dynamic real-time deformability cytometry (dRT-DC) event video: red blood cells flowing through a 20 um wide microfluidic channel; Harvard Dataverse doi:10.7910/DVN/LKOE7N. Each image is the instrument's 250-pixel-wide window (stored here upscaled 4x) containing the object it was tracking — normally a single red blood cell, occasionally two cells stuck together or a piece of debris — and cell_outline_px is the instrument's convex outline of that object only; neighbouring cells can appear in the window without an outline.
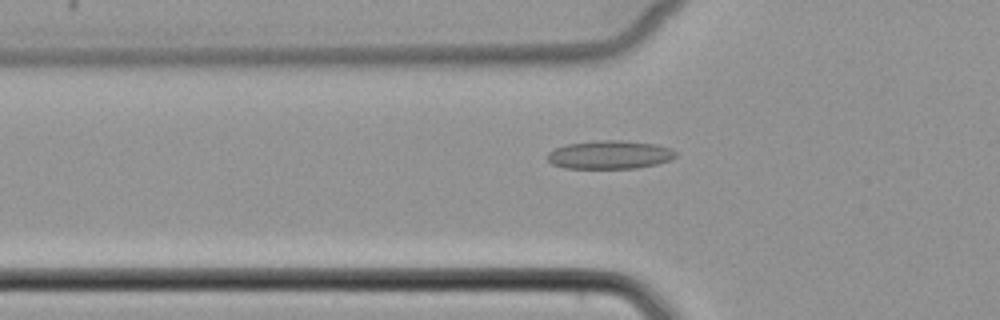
{"species": "common noctule bat (a hibernating species)", "species_latin": "Nyctalus noctula", "temperature_condition": "cold", "stored_images_in_passage": 39, "camera_frame_rate_fps": 3000, "um_per_image_px": 0.085, "animal": {"sex": "female", "body_mass_g": 22.7, "forearm_length_mm": 54.2}, "frame": {"image": 1, "passage_image": 5, "time_ms": 1.333, "image_size_px": [1000, 320], "cell_outline_px": [[676, 156], [672, 160], [656, 164], [636, 168], [564, 168], [552, 164], [548, 160], [548, 152], [556, 148], [568, 144], [596, 140], [620, 140], [656, 144], [672, 148], [676, 152]], "centroid_in_image_um": [51.86, 13.15], "position_along_channel_um": 73.9, "area_um2": 21.27}}
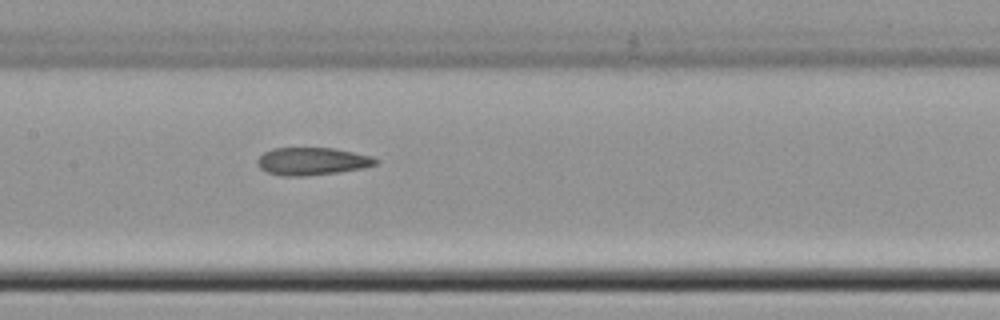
{"frame": {"image": 2, "passage_image": 13, "time_ms": 4.0, "image_size_px": [1000, 320], "cell_outline_px": [[380, 160], [376, 164], [364, 168], [336, 172], [304, 176], [280, 176], [268, 172], [260, 168], [256, 164], [256, 160], [264, 152], [272, 148], [336, 148], [372, 156]], "centroid_in_image_um": [26.52, 13.7], "position_along_channel_um": 180.9, "area_um2": 19.13}}
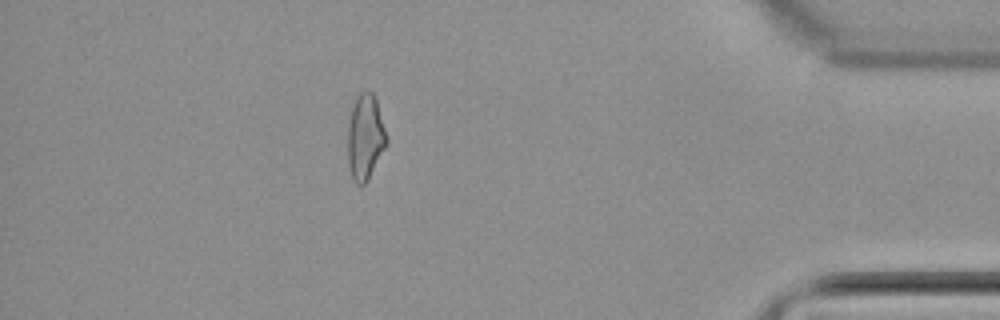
{"frame": {"image": 3, "passage_image": 33, "time_ms": 10.667, "image_size_px": [1000, 320], "cell_outline_px": [[388, 144], [364, 184], [360, 188], [352, 180], [348, 164], [348, 128], [352, 108], [356, 96], [364, 88], [368, 88], [376, 96], [388, 140]], "centroid_in_image_um": [31.05, 11.62], "position_along_channel_um": 404.1, "area_um2": 19.65}}